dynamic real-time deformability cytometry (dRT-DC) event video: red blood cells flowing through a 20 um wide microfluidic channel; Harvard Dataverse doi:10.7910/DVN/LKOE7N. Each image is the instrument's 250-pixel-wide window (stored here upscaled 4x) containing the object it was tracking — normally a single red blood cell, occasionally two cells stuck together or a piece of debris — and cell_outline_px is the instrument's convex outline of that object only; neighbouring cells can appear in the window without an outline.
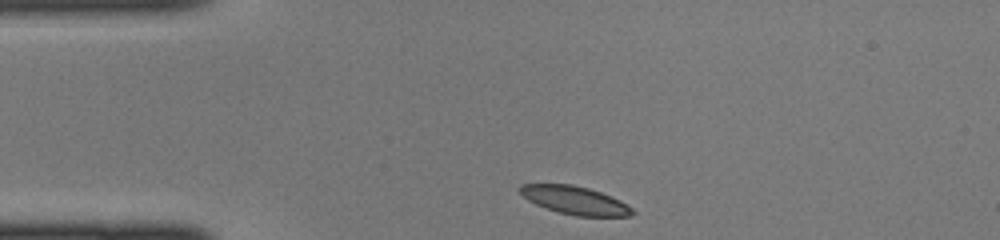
{"species": "common noctule bat (a hibernating species)", "species_latin": "Nyctalus noctula", "temperature_condition": "cold", "stored_images_in_passage": 36, "camera_frame_rate_fps": 3000, "um_per_image_px": 0.085, "animal": {"sex": "female", "body_mass_g": 22.0, "forearm_length_mm": 56.7}, "frame": {"image": 1, "passage_image": 1, "time_ms": 0.0, "image_size_px": [1000, 240], "cell_outline_px": [[636, 212], [632, 216], [576, 216], [556, 212], [544, 208], [528, 200], [516, 188], [520, 184], [572, 184], [588, 188], [600, 192], [620, 200], [632, 208]], "centroid_in_image_um": [48.85, 17.03], "position_along_channel_um": 36.2, "area_um2": 18.55}}
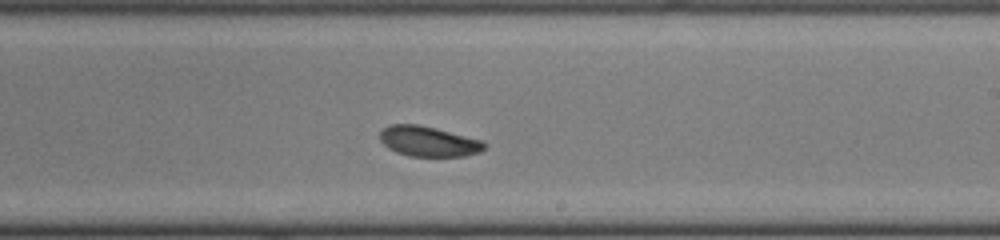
{"frame": {"image": 2, "passage_image": 18, "time_ms": 5.667, "image_size_px": [1000, 240], "cell_outline_px": [[488, 144], [480, 152], [464, 156], [408, 156], [396, 152], [388, 148], [380, 140], [380, 132], [388, 124], [416, 124], [436, 128], [480, 140]], "centroid_in_image_um": [36.4, 12.02], "position_along_channel_um": 252.6, "area_um2": 18.32}}
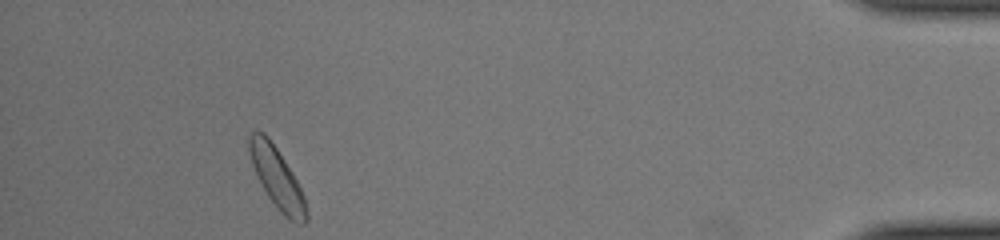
{"frame": {"image": 3, "passage_image": 33, "time_ms": 10.667, "image_size_px": [1000, 240], "cell_outline_px": [[308, 220], [304, 224], [296, 224], [288, 220], [280, 212], [268, 196], [252, 164], [248, 152], [248, 136], [252, 132], [264, 132], [268, 136], [292, 172], [304, 196], [308, 216]], "centroid_in_image_um": [23.56, 15.16], "position_along_channel_um": 411.6, "area_um2": 19.94}}